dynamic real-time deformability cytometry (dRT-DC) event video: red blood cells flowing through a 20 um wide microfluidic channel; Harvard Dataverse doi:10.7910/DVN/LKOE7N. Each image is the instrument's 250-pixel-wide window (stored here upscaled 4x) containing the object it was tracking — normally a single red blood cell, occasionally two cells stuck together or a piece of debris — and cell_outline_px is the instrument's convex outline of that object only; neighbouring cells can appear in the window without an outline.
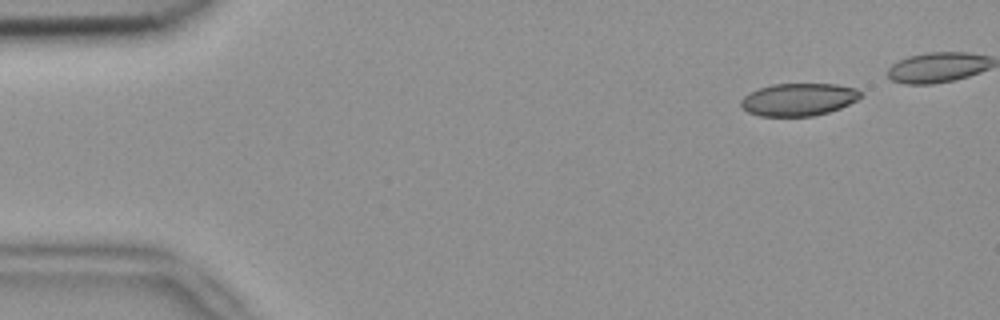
{"species": "common noctule bat (a hibernating species)", "species_latin": "Nyctalus noctula", "temperature_condition": "room temperature", "stored_images_in_passage": 4, "camera_frame_rate_fps": 3000, "um_per_image_px": 0.085, "animal": {"sex": "female", "body_mass_g": 18.4}, "frame": {"image": 1, "passage_image": 1, "time_ms": 0.0, "image_size_px": [1000, 320], "cell_outline_px": [[860, 96], [856, 100], [840, 108], [828, 112], [812, 116], [760, 116], [748, 112], [740, 104], [740, 100], [748, 92], [772, 84], [836, 84], [856, 88], [860, 92]], "centroid_in_image_um": [67.84, 8.45], "position_along_channel_um": 17.2, "area_um2": 22.6}}